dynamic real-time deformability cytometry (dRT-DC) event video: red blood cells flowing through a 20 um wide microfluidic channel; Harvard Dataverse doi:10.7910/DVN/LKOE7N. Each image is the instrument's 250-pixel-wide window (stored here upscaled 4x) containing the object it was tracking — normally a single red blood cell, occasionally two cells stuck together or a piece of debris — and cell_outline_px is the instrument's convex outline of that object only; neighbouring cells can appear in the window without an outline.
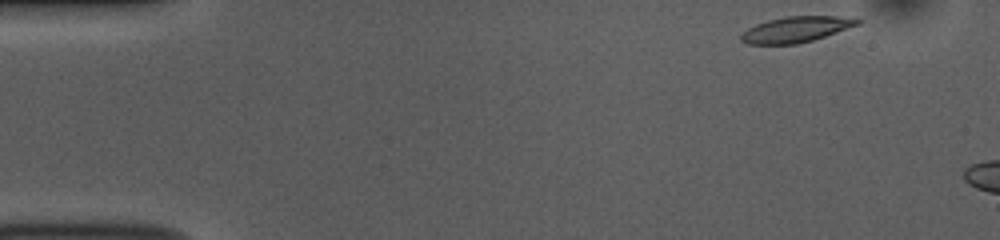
{"species": "common noctule bat (a hibernating species)", "species_latin": "Nyctalus noctula", "temperature_condition": "room temperature", "stored_images_in_passage": 5, "camera_frame_rate_fps": 3000, "um_per_image_px": 0.085, "animal": {"sex": "female", "body_mass_g": 10.0, "forearm_length_mm": 53.1}, "frame": {"image": 1, "passage_image": 1, "time_ms": 0.0, "image_size_px": [1000, 240], "cell_outline_px": [[864, 20], [860, 24], [812, 40], [796, 44], [748, 44], [740, 40], [740, 36], [748, 28], [756, 24], [768, 20], [784, 16], [856, 16]], "centroid_in_image_um": [67.72, 2.48], "position_along_channel_um": 17.3, "area_um2": 17.57}}